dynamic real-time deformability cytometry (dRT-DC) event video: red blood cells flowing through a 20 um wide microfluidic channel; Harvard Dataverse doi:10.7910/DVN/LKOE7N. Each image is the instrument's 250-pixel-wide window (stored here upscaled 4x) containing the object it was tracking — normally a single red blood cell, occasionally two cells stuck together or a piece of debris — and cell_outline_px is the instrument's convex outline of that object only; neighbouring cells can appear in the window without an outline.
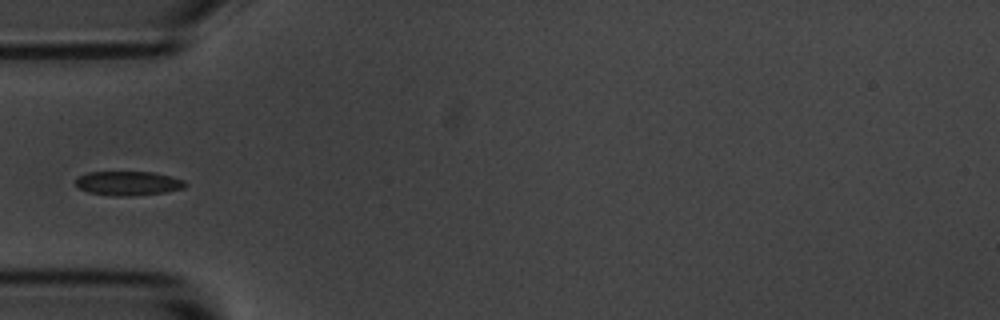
{"species": "common noctule bat (a hibernating species)", "species_latin": "Nyctalus noctula", "temperature_condition": "room temperature", "stored_images_in_passage": 39, "camera_frame_rate_fps": 3000, "um_per_image_px": 0.085, "animal": {"sex": "male", "body_mass_g": 20.1, "forearm_length_mm": 53.5}, "frame": {"image": 1, "passage_image": 1, "time_ms": 0.0, "image_size_px": [1000, 320], "cell_outline_px": [[188, 184], [184, 188], [164, 192], [132, 196], [112, 196], [88, 192], [80, 188], [76, 184], [76, 176], [88, 172], [152, 172], [172, 176], [184, 180]], "centroid_in_image_um": [10.9, 15.58], "position_along_channel_um": 74.1, "area_um2": 15.55}}
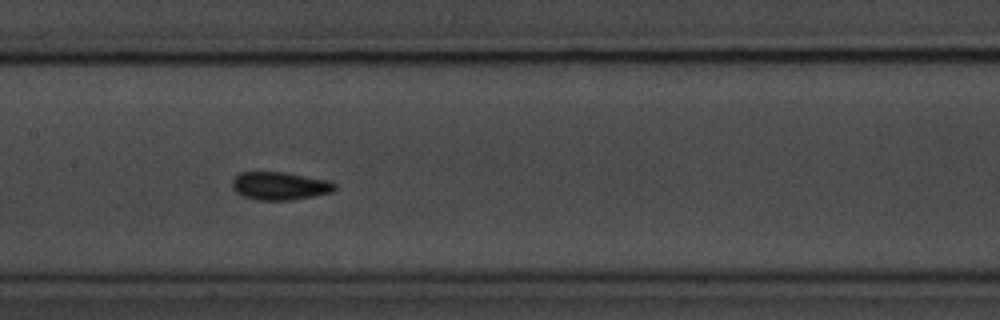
{"frame": {"image": 2, "passage_image": 10, "time_ms": 3.0, "image_size_px": [1000, 320], "cell_outline_px": [[336, 188], [332, 192], [292, 200], [256, 200], [240, 196], [232, 188], [232, 180], [240, 172], [284, 172], [328, 180], [336, 184]], "centroid_in_image_um": [23.75, 15.81], "position_along_channel_um": 183.6, "area_um2": 16.82}}
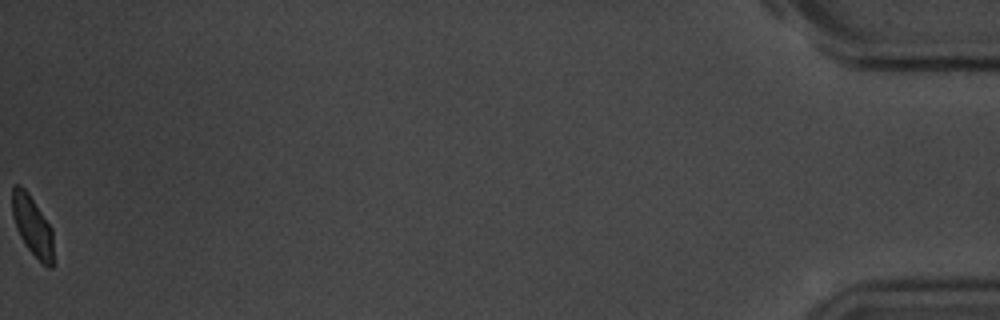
{"frame": {"image": 3, "passage_image": 39, "time_ms": 12.667, "image_size_px": [1000, 320], "cell_outline_px": [[52, 268], [48, 268], [24, 244], [16, 228], [12, 216], [12, 188], [16, 184], [20, 184], [28, 192], [52, 228]], "centroid_in_image_um": [2.73, 19.15], "position_along_channel_um": 432.5, "area_um2": 14.22}}